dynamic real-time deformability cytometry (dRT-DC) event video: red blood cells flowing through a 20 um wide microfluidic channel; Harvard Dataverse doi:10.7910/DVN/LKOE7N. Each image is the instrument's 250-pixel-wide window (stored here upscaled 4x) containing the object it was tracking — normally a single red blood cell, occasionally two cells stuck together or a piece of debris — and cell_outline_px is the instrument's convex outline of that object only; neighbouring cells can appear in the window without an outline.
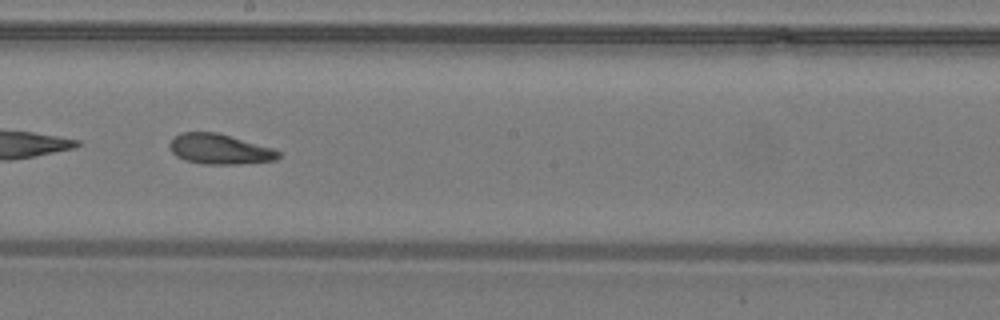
{"species": "common noctule bat (a hibernating species)", "species_latin": "Nyctalus noctula", "temperature_condition": "warm", "stored_images_in_passage": 40, "camera_frame_rate_fps": 3000, "um_per_image_px": 0.085, "animal": {"sex": "male", "body_mass_g": 19.2, "forearm_length_mm": 51.8}, "frame": {"image": 1, "passage_image": 23, "time_ms": 7.333, "image_size_px": [1000, 320], "cell_outline_px": [[280, 156], [276, 160], [236, 164], [200, 164], [184, 160], [176, 156], [172, 152], [168, 144], [180, 132], [216, 132], [276, 148], [280, 152]], "centroid_in_image_um": [18.68, 12.67], "position_along_channel_um": 229.5, "area_um2": 19.31}}